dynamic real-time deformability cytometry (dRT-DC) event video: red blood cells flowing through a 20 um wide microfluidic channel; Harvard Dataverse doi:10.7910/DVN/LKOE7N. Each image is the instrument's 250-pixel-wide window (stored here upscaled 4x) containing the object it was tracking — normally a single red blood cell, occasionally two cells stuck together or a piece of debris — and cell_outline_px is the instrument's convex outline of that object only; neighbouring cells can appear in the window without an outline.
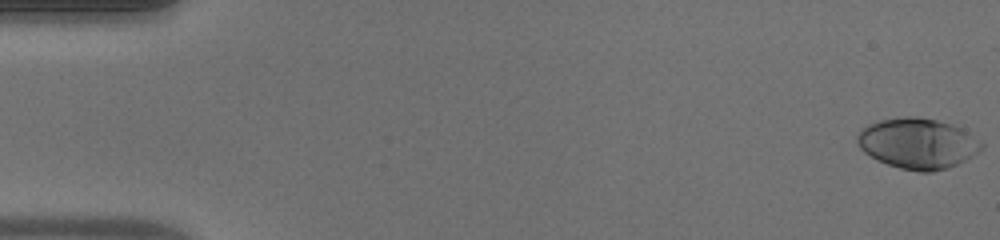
{"species": "human", "species_latin": "Homo sapiens", "temperature_condition": "warm", "stored_images_in_passage": 51, "camera_frame_rate_fps": 3000, "um_per_image_px": 0.085, "donor": {"sex": "male"}, "frame": {"image": 1, "passage_image": 1, "time_ms": 0.0, "image_size_px": [1000, 240], "cell_outline_px": [[984, 144], [972, 156], [948, 168], [932, 172], [920, 172], [900, 168], [876, 160], [864, 152], [860, 148], [856, 140], [856, 136], [868, 124], [880, 120], [904, 116], [916, 116], [936, 120], [952, 124], [964, 128]], "centroid_in_image_um": [77.99, 12.18], "position_along_channel_um": 7.0, "area_um2": 36.59}}
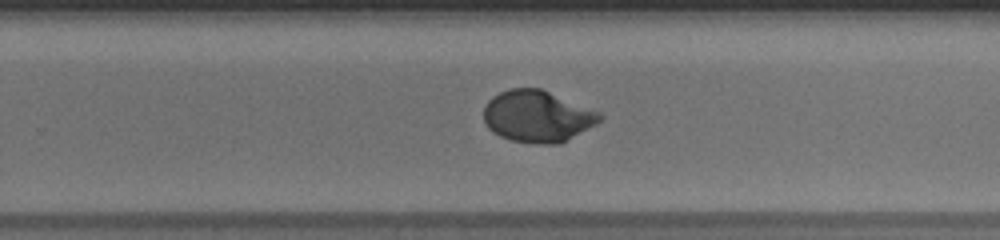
{"frame": {"image": 2, "passage_image": 33, "time_ms": 10.667, "image_size_px": [1000, 240], "cell_outline_px": [[604, 116], [596, 124], [560, 144], [536, 144], [512, 140], [500, 136], [492, 132], [488, 128], [484, 120], [484, 108], [488, 100], [492, 96], [500, 92], [512, 88], [540, 88], [600, 112]], "centroid_in_image_um": [45.67, 9.89], "position_along_channel_um": 284.1, "area_um2": 34.91}}
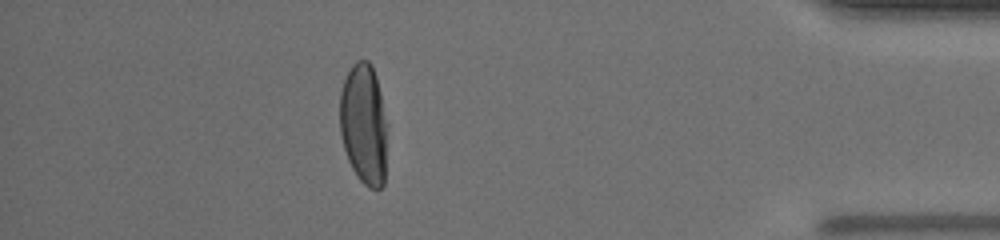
{"frame": {"image": 3, "passage_image": 45, "time_ms": 14.667, "image_size_px": [1000, 240], "cell_outline_px": [[388, 124], [384, 184], [380, 188], [368, 188], [356, 176], [348, 160], [344, 148], [340, 132], [340, 92], [344, 80], [352, 64], [356, 60], [368, 60], [372, 64], [376, 76]], "centroid_in_image_um": [30.94, 10.56], "position_along_channel_um": 404.3, "area_um2": 33.99}}